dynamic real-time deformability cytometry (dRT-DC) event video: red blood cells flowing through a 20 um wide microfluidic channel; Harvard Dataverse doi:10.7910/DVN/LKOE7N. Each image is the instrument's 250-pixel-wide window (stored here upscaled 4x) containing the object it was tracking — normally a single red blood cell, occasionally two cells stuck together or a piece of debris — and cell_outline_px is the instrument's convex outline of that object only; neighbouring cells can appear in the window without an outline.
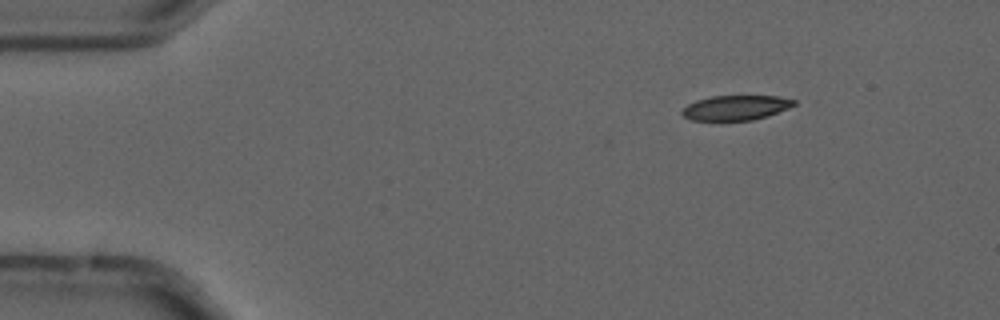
{"species": "common noctule bat (a hibernating species)", "species_latin": "Nyctalus noctula", "temperature_condition": "cold", "stored_images_in_passage": 4, "camera_frame_rate_fps": 3000, "um_per_image_px": 0.085, "animal": {"sex": "male", "forearm_length_mm": 52.5}, "frame": {"image": 1, "passage_image": 2, "time_ms": 0.333, "image_size_px": [1000, 320], "cell_outline_px": [[796, 104], [788, 108], [768, 116], [752, 120], [692, 120], [684, 116], [680, 112], [688, 104], [696, 100], [712, 96], [780, 96], [796, 100]], "centroid_in_image_um": [62.56, 9.15], "position_along_channel_um": 22.4, "area_um2": 16.13}}